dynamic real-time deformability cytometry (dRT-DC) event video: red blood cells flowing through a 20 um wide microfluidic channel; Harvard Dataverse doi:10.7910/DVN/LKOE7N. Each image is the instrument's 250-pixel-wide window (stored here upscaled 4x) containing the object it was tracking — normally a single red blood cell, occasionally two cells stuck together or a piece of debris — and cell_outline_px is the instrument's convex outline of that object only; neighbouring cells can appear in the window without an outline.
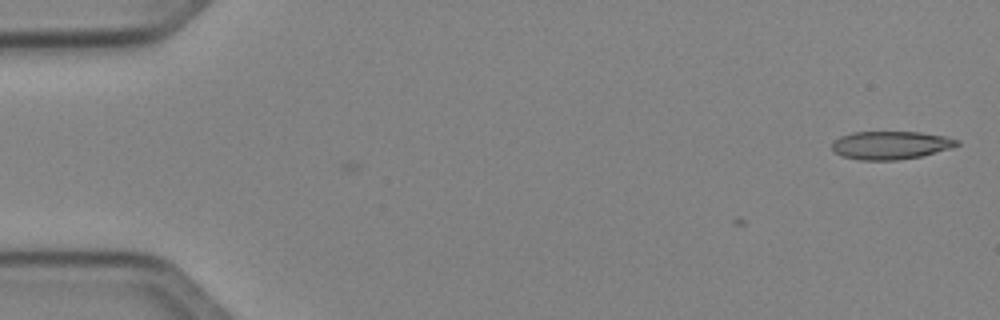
{"species": "Egyptian fruit bat (a non-hibernating species)", "species_latin": "Rousettus aegyptiacus", "temperature_condition": "cold", "stored_images_in_passage": 5, "camera_frame_rate_fps": 3000, "um_per_image_px": 0.085, "animal": {"sex": "female"}, "frame": {"image": 1, "passage_image": 5, "time_ms": 1.333, "image_size_px": [1000, 320], "cell_outline_px": [[960, 144], [952, 148], [920, 156], [896, 160], [860, 160], [840, 156], [832, 148], [832, 140], [840, 136], [852, 132], [920, 132], [948, 136], [960, 140]], "centroid_in_image_um": [75.71, 12.33], "position_along_channel_um": 9.3, "area_um2": 20.69}}